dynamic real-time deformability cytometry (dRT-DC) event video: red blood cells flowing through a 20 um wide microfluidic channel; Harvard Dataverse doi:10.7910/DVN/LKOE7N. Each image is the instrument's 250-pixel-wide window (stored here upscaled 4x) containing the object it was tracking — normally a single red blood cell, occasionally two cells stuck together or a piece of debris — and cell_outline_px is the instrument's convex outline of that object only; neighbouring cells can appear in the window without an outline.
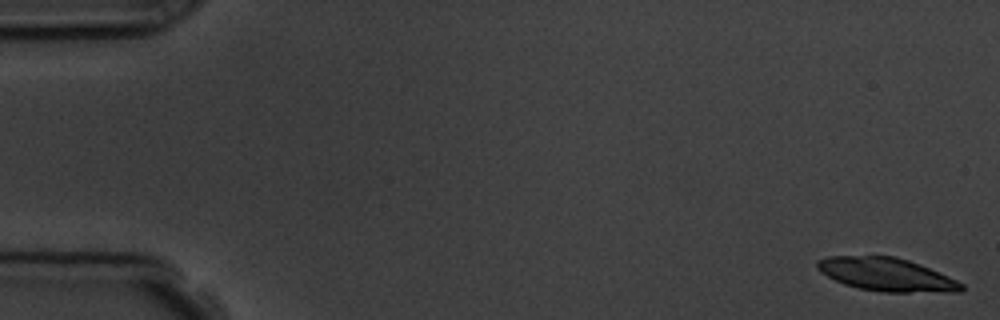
{"species": "common noctule bat (a hibernating species)", "species_latin": "Nyctalus noctula", "temperature_condition": "room temperature", "stored_images_in_passage": 5, "camera_frame_rate_fps": 3000, "um_per_image_px": 0.085, "animal": {"sex": "male", "body_mass_g": 19.5, "forearm_length_mm": 54.6}, "frame": {"image": 1, "passage_image": 1, "time_ms": 0.0, "image_size_px": [1000, 320], "cell_outline_px": [[964, 288], [960, 292], [884, 292], [860, 288], [844, 284], [820, 272], [816, 268], [816, 260], [828, 256], [896, 256], [920, 264], [948, 276], [964, 284]], "centroid_in_image_um": [75.36, 23.33], "position_along_channel_um": 9.6, "area_um2": 27.86}}